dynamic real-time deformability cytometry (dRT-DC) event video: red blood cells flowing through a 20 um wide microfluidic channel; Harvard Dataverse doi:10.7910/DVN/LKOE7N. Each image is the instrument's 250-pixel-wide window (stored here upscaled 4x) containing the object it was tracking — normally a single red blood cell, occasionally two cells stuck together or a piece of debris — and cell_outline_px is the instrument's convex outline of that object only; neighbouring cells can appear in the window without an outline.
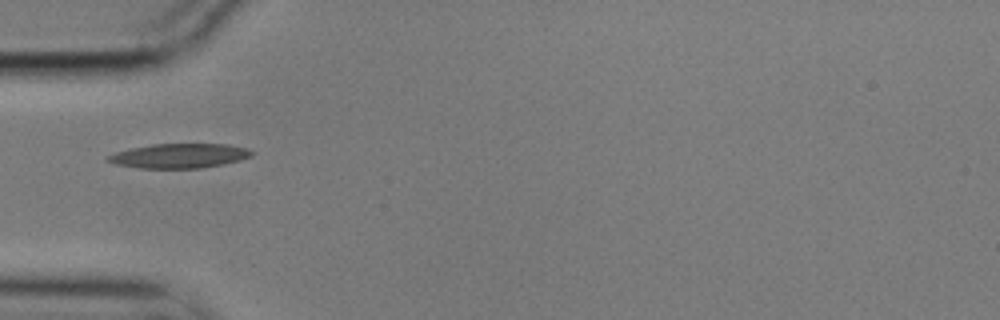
{"species": "common noctule bat (a hibernating species)", "species_latin": "Nyctalus noctula", "temperature_condition": "cold", "stored_images_in_passage": 3, "camera_frame_rate_fps": 3000, "um_per_image_px": 0.085, "animal": {"sex": "male", "body_mass_g": 17.9}, "frame": {"image": 1, "passage_image": 1, "time_ms": 0.0, "image_size_px": [1000, 320], "cell_outline_px": [[252, 156], [240, 160], [224, 164], [200, 168], [140, 168], [116, 164], [104, 160], [104, 156], [116, 152], [132, 148], [152, 144], [228, 144], [248, 148], [252, 152]], "centroid_in_image_um": [15.22, 13.24], "position_along_channel_um": 69.8, "area_um2": 20.58}}